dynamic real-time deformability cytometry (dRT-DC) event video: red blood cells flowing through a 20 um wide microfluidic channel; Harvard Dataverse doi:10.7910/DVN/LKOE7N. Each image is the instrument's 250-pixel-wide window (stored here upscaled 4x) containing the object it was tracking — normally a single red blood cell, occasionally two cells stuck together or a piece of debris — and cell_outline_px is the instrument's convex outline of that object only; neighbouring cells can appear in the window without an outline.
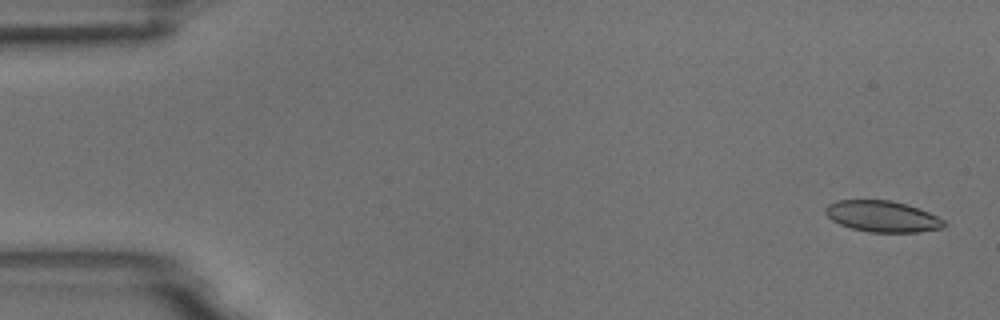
{"species": "common noctule bat (a hibernating species)", "species_latin": "Nyctalus noctula", "temperature_condition": "room temperature", "stored_images_in_passage": 5, "camera_frame_rate_fps": 3000, "um_per_image_px": 0.085, "animal": {"sex": "male", "body_mass_g": 18.8}, "frame": {"image": 1, "passage_image": 1, "time_ms": 0.0, "image_size_px": [1000, 320], "cell_outline_px": [[948, 224], [944, 228], [920, 232], [868, 232], [852, 228], [840, 224], [832, 220], [824, 212], [824, 208], [828, 204], [836, 200], [892, 200], [928, 212], [944, 220]], "centroid_in_image_um": [75.0, 18.4], "position_along_channel_um": 10.0, "area_um2": 21.56}}
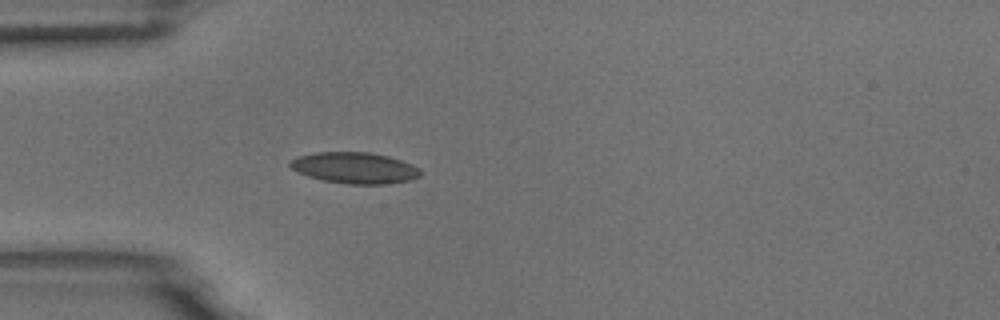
{"frame": {"image": 2, "passage_image": 5, "time_ms": 1.333, "image_size_px": [1000, 320], "cell_outline_px": [[420, 176], [412, 180], [388, 184], [348, 184], [324, 180], [308, 176], [292, 168], [288, 164], [288, 160], [296, 156], [316, 152], [368, 152], [388, 156], [412, 164], [420, 172]], "centroid_in_image_um": [30.12, 14.26], "position_along_channel_um": 54.9, "area_um2": 23.64}}